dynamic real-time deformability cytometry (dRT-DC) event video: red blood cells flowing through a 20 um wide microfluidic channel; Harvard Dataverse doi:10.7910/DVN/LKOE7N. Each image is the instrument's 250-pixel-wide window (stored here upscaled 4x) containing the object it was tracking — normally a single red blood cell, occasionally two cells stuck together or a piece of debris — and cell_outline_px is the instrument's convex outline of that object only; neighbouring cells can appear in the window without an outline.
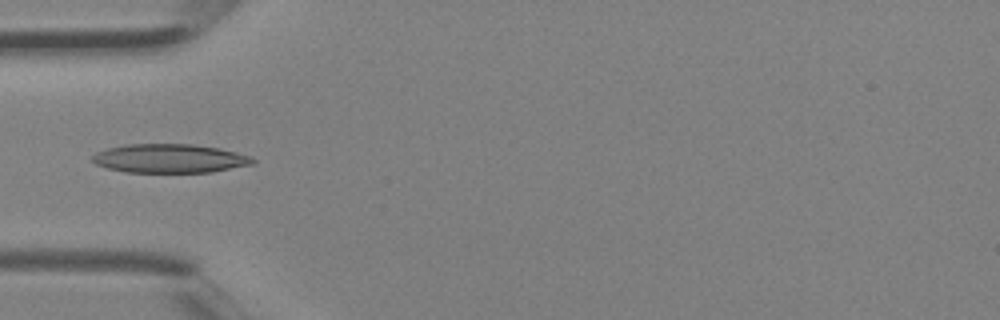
{"species": "Egyptian fruit bat (a non-hibernating species)", "species_latin": "Rousettus aegyptiacus", "temperature_condition": "room temperature", "stored_images_in_passage": 3, "camera_frame_rate_fps": 3000, "um_per_image_px": 0.085, "animal": {"sex": "female"}, "frame": {"image": 1, "passage_image": 3, "time_ms": 0.667, "image_size_px": [1000, 320], "cell_outline_px": [[256, 160], [252, 164], [212, 172], [124, 172], [108, 168], [96, 164], [92, 160], [92, 156], [96, 152], [108, 148], [124, 144], [192, 144], [220, 148], [252, 156]], "centroid_in_image_um": [14.43, 13.46], "position_along_channel_um": 70.6, "area_um2": 26.99}}